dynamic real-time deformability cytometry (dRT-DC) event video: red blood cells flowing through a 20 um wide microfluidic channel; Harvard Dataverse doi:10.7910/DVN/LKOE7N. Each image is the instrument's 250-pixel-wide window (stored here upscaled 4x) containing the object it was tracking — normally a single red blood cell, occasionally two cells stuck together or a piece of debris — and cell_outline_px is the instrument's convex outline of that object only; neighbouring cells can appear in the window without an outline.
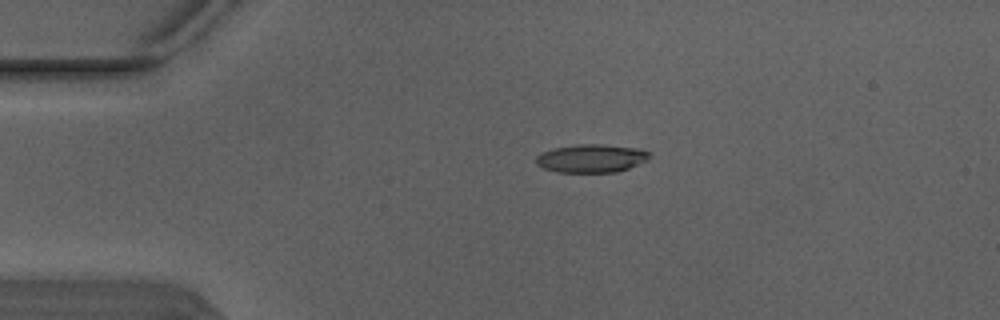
{"species": "Egyptian fruit bat (a non-hibernating species)", "species_latin": "Rousettus aegyptiacus", "temperature_condition": "warm", "stored_images_in_passage": 2, "camera_frame_rate_fps": 3000, "um_per_image_px": 0.085, "animal": {"sex": "male"}, "frame": {"image": 1, "passage_image": 1, "time_ms": 0.0, "image_size_px": [1000, 320], "cell_outline_px": [[648, 156], [644, 160], [628, 168], [616, 172], [556, 172], [544, 168], [536, 164], [536, 156], [540, 152], [552, 148], [576, 144], [600, 144], [640, 148], [648, 152]], "centroid_in_image_um": [50.18, 13.45], "position_along_channel_um": 34.8, "area_um2": 18.55}}